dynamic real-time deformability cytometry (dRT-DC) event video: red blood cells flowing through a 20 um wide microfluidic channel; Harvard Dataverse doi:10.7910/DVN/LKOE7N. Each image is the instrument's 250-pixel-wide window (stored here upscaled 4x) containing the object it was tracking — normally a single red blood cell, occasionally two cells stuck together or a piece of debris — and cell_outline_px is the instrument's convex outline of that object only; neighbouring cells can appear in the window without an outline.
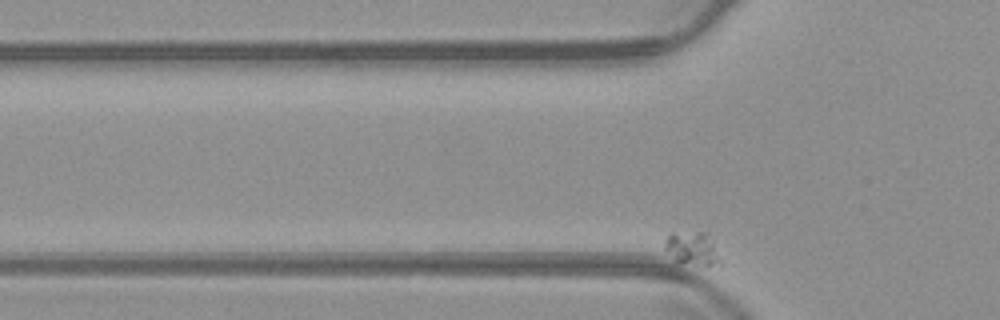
{"species": "common noctule bat (a hibernating species)", "species_latin": "Nyctalus noctula", "temperature_condition": "warm", "stored_images_in_passage": 55, "camera_frame_rate_fps": 3000, "um_per_image_px": 0.085, "animal": {"sex": "male", "body_mass_g": 23.1, "forearm_length_mm": 52.7}, "frame": {"image": 1, "passage_image": 7, "time_ms": 2.0, "image_size_px": [1000, 320], "cell_outline_px": [[724, 264], [704, 264], [676, 260], [664, 248], [664, 244], [668, 236], [672, 232], [704, 232], [724, 260]], "centroid_in_image_um": [58.88, 21.1], "position_along_channel_um": 66.9, "area_um2": 10.29}}
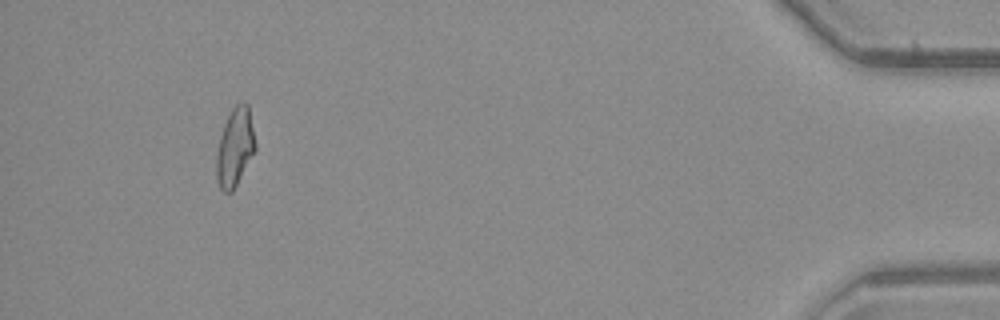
{"frame": {"image": 2, "passage_image": 51, "time_ms": 16.667, "image_size_px": [1000, 320], "cell_outline_px": [[256, 148], [232, 192], [224, 192], [220, 188], [216, 180], [216, 156], [220, 136], [224, 124], [232, 108], [240, 100], [244, 100], [248, 104], [256, 144]], "centroid_in_image_um": [19.96, 12.48], "position_along_channel_um": 415.2, "area_um2": 17.69}}